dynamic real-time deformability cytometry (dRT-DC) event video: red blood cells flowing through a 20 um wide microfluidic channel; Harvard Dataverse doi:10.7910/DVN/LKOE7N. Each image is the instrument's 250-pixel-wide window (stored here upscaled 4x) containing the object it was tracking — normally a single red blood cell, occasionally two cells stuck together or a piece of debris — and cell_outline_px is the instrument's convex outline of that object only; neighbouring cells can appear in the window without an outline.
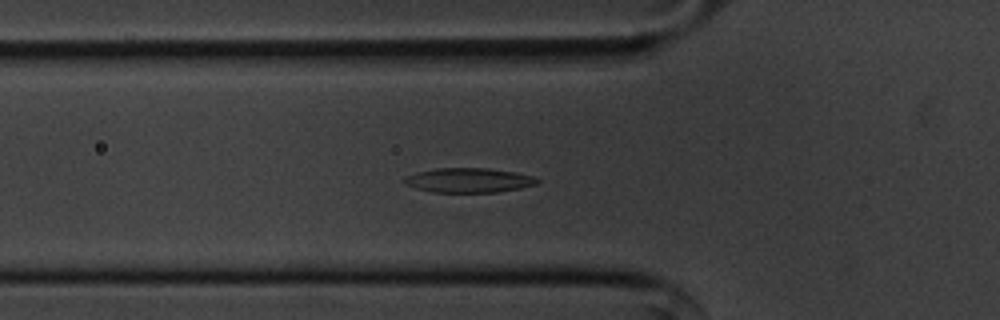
{"species": "common noctule bat (a hibernating species)", "species_latin": "Nyctalus noctula", "temperature_condition": "cold", "stored_images_in_passage": 56, "segment_of_instrument_passage": [1, 2], "camera_frame_rate_fps": 3000, "um_per_image_px": 0.085, "animal": {"sex": "male", "body_mass_g": 20.1, "forearm_length_mm": 53.5}, "frame": {"image": 1, "passage_image": 18, "time_ms": 5.667, "image_size_px": [1000, 320], "cell_outline_px": [[540, 180], [536, 184], [520, 188], [496, 192], [432, 192], [416, 188], [408, 184], [404, 180], [408, 176], [416, 172], [436, 168], [488, 168], [512, 172], [532, 176]], "centroid_in_image_um": [39.85, 15.32], "position_along_channel_um": 85.9, "area_um2": 18.67}}
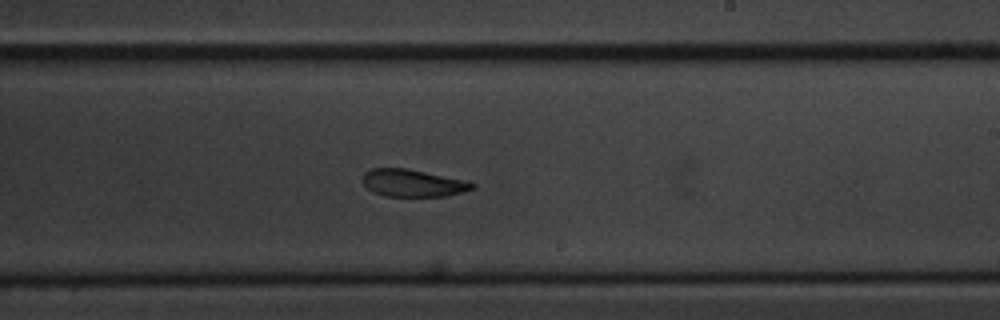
{"frame": {"image": 2, "passage_image": 32, "time_ms": 10.333, "image_size_px": [1000, 320], "cell_outline_px": [[476, 188], [464, 192], [448, 196], [384, 196], [372, 192], [364, 184], [364, 172], [372, 168], [408, 168], [468, 180], [476, 184]], "centroid_in_image_um": [35.16, 15.56], "position_along_channel_um": 253.8, "area_um2": 17.74}}
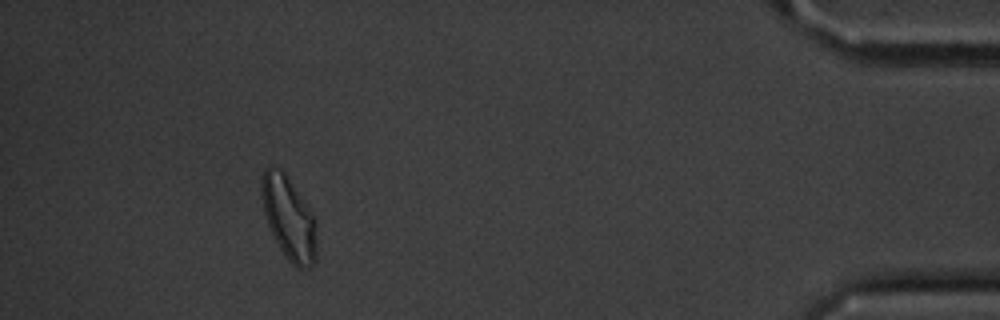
{"frame": {"image": 3, "passage_image": 50, "time_ms": 16.333, "image_size_px": [1000, 320], "cell_outline_px": [[316, 260], [308, 268], [296, 268], [288, 260], [280, 248], [268, 224], [264, 212], [260, 192], [260, 184], [264, 168], [272, 164], [280, 168], [284, 172], [316, 220]], "centroid_in_image_um": [24.53, 18.52], "position_along_channel_um": 410.7, "area_um2": 26.53}}